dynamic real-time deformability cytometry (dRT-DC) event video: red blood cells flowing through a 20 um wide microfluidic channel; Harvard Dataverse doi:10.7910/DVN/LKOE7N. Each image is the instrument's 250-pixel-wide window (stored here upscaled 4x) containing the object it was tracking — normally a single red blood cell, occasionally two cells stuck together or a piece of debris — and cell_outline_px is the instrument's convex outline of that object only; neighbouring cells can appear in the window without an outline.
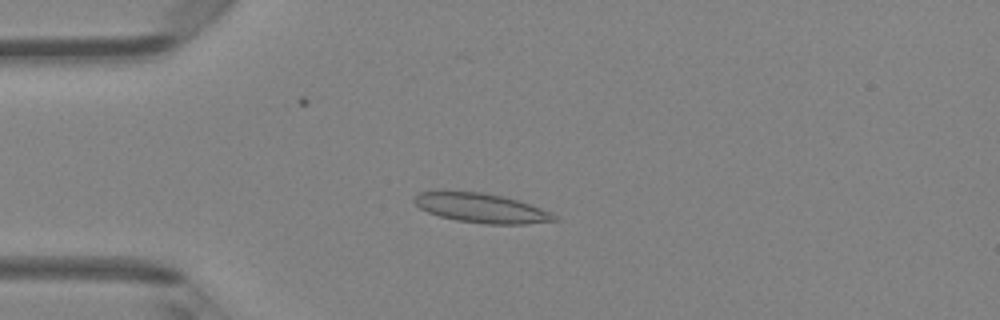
{"species": "Egyptian fruit bat (a non-hibernating species)", "species_latin": "Rousettus aegyptiacus", "temperature_condition": "room temperature", "stored_images_in_passage": 47, "camera_frame_rate_fps": 3000, "um_per_image_px": 0.085, "animal": {"sex": "female"}, "frame": {"image": 1, "passage_image": 12, "time_ms": 3.667, "image_size_px": [1000, 320], "cell_outline_px": [[560, 220], [524, 224], [484, 224], [456, 220], [440, 216], [428, 212], [420, 208], [412, 200], [420, 192], [444, 188], [484, 192], [504, 196], [552, 212]], "centroid_in_image_um": [40.84, 17.64], "position_along_channel_um": 44.2, "area_um2": 24.62}}
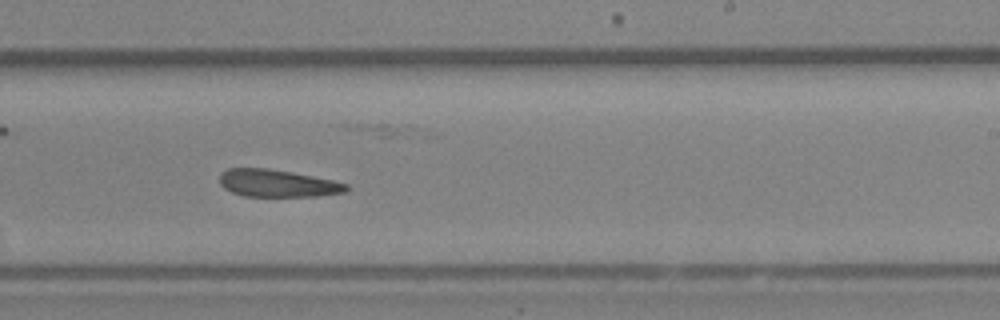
{"frame": {"image": 2, "passage_image": 29, "time_ms": 9.333, "image_size_px": [1000, 320], "cell_outline_px": [[348, 188], [344, 192], [316, 196], [244, 196], [232, 192], [224, 188], [220, 184], [220, 172], [228, 168], [268, 168], [292, 172], [332, 180], [348, 184]], "centroid_in_image_um": [23.54, 15.57], "position_along_channel_um": 265.5, "area_um2": 20.11}}
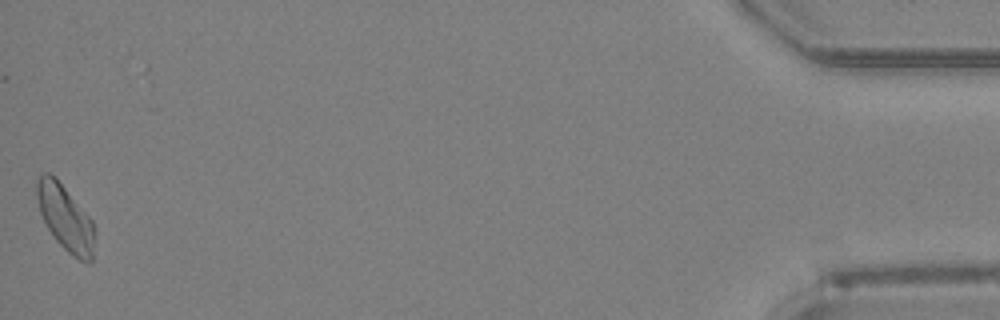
{"frame": {"image": 3, "passage_image": 47, "time_ms": 15.333, "image_size_px": [1000, 320], "cell_outline_px": [[92, 264], [88, 264], [72, 256], [56, 240], [48, 228], [40, 212], [36, 196], [36, 180], [44, 172], [48, 172], [56, 176], [92, 220]], "centroid_in_image_um": [5.52, 18.48], "position_along_channel_um": 429.7, "area_um2": 21.79}, "authors_computed_cell_mechanics": {"area_um2": 21.5016, "velocity_mm_per_s": 4.2843, "shape_relaxation_time_tau1_ms": null, "shape_relaxation_time_tau2_ms": 6.9513, "deformation_change_tau1": null, "deformation_change_tau2": 0.1272}}